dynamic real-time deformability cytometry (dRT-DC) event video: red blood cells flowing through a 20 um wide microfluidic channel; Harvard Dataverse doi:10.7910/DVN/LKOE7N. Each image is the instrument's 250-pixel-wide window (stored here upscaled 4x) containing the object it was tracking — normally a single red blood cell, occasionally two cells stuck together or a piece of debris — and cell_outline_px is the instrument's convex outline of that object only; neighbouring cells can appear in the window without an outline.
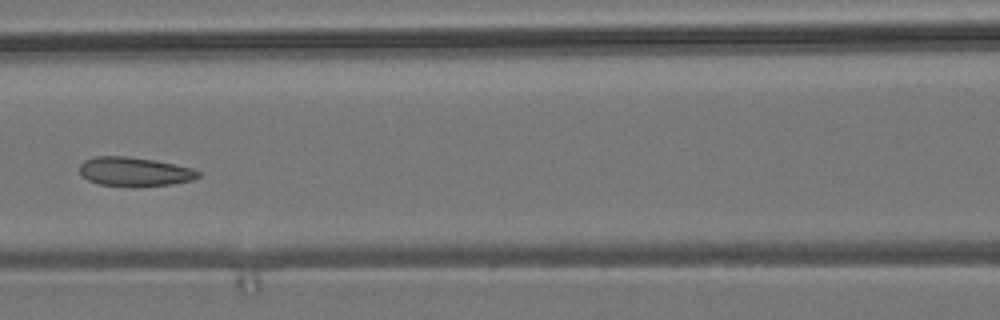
{"species": "common noctule bat (a hibernating species)", "species_latin": "Nyctalus noctula", "temperature_condition": "room temperature", "stored_images_in_passage": 9, "camera_frame_rate_fps": 3000, "um_per_image_px": 0.085, "animal": {"sex": "male", "body_mass_g": 19.2, "forearm_length_mm": 51.8}, "frame": {"image": 1, "passage_image": 6, "time_ms": 1.667, "image_size_px": [1000, 320], "cell_outline_px": [[200, 176], [192, 180], [172, 184], [140, 188], [100, 184], [88, 180], [80, 172], [80, 164], [84, 160], [96, 156], [128, 156], [152, 160], [192, 168], [200, 172]], "centroid_in_image_um": [11.44, 14.61], "position_along_channel_um": 155.2, "area_um2": 20.23}}
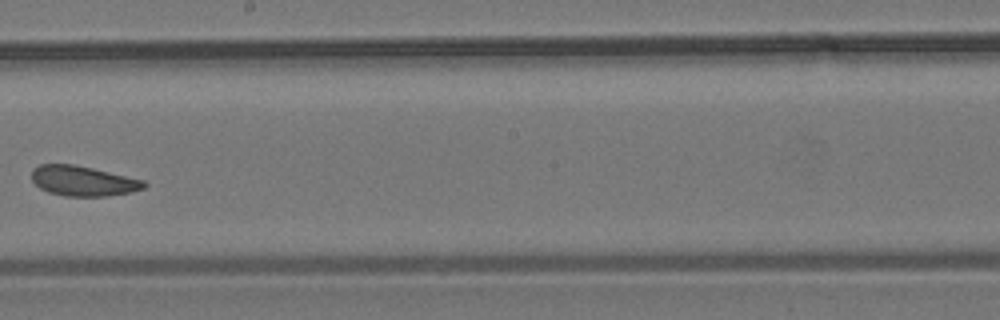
{"frame": {"image": 2, "passage_image": 8, "time_ms": 2.333, "image_size_px": [1000, 320], "cell_outline_px": [[148, 184], [144, 188], [128, 192], [108, 196], [64, 196], [48, 192], [40, 188], [32, 180], [32, 172], [40, 164], [76, 164], [144, 180]], "centroid_in_image_um": [7.06, 15.38], "position_along_channel_um": 241.1, "area_um2": 19.59}}
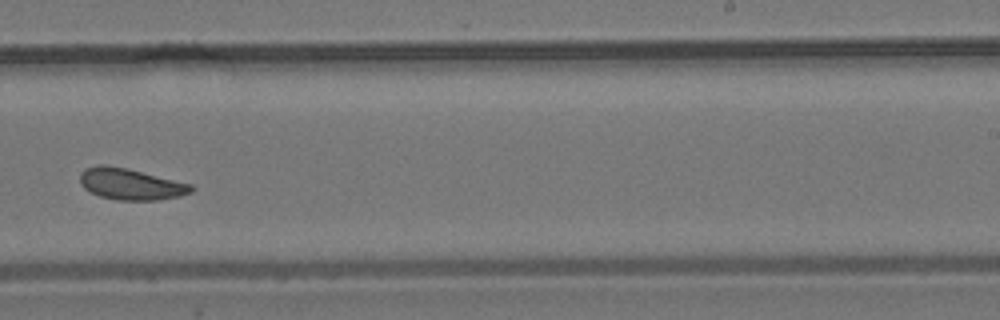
{"frame": {"image": 3, "passage_image": 9, "time_ms": 2.667, "image_size_px": [1000, 320], "cell_outline_px": [[196, 188], [192, 192], [180, 196], [160, 200], [116, 200], [100, 196], [84, 188], [80, 184], [80, 172], [84, 168], [100, 164], [104, 164], [124, 168], [192, 184]], "centroid_in_image_um": [11.11, 15.65], "position_along_channel_um": 277.9, "area_um2": 20.29}}